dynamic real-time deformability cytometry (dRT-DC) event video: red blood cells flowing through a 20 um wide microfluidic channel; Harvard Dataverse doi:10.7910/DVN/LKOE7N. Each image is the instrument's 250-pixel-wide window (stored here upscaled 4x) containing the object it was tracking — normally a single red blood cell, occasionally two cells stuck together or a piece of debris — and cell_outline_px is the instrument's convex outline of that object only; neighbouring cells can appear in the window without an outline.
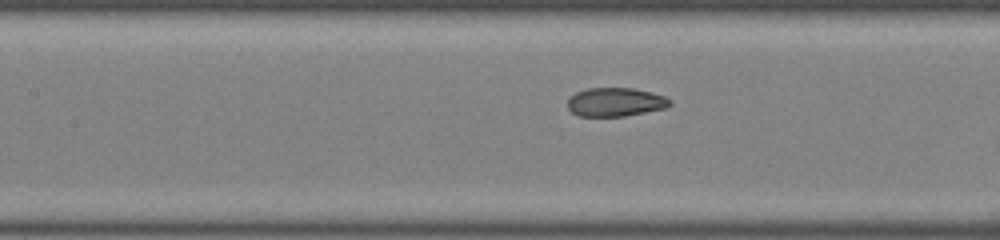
{"species": "common noctule bat (a hibernating species)", "species_latin": "Nyctalus noctula", "temperature_condition": "room temperature", "stored_images_in_passage": 24, "camera_frame_rate_fps": 3000, "um_per_image_px": 0.085, "animal": {"sex": "female", "body_mass_g": 22.0, "forearm_length_mm": 56.7}, "frame": {"image": 1, "passage_image": 21, "time_ms": 6.667, "image_size_px": [1000, 240], "cell_outline_px": [[672, 104], [668, 108], [624, 116], [576, 116], [568, 108], [568, 96], [576, 92], [588, 88], [636, 88], [652, 92], [664, 96], [672, 100]], "centroid_in_image_um": [52.33, 8.67], "position_along_channel_um": 155.1, "area_um2": 17.4}}